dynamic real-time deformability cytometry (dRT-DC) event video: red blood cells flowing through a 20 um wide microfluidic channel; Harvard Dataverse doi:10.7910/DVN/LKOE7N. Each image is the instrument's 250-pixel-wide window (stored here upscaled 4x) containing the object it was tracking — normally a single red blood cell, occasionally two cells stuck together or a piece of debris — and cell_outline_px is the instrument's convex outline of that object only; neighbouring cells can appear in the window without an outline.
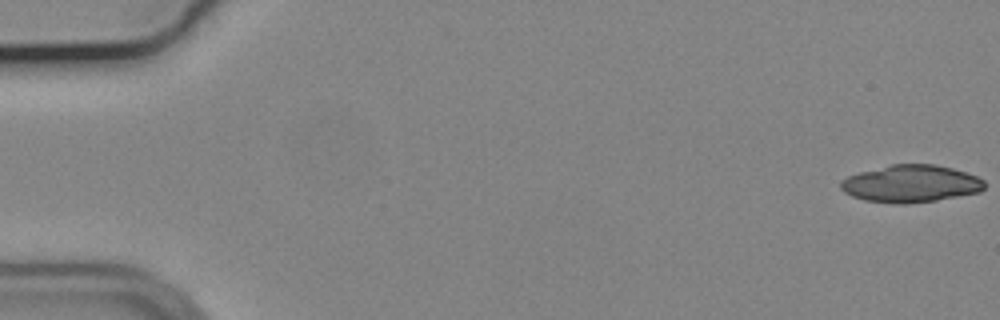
{"species": "common noctule bat (a hibernating species)", "species_latin": "Nyctalus noctula", "temperature_condition": "cold", "stored_images_in_passage": 35, "camera_frame_rate_fps": 3000, "um_per_image_px": 0.085, "animal": {"sex": "male", "body_mass_g": 19.2, "forearm_length_mm": 51.8}, "frame": {"image": 1, "passage_image": 1, "time_ms": 0.0, "image_size_px": [1000, 320], "cell_outline_px": [[984, 188], [980, 192], [936, 200], [904, 204], [896, 204], [864, 200], [852, 196], [844, 192], [840, 188], [840, 180], [848, 176], [860, 172], [892, 164], [932, 164], [952, 168], [976, 176], [984, 180]], "centroid_in_image_um": [77.4, 15.62], "position_along_channel_um": 7.6, "area_um2": 31.15}}